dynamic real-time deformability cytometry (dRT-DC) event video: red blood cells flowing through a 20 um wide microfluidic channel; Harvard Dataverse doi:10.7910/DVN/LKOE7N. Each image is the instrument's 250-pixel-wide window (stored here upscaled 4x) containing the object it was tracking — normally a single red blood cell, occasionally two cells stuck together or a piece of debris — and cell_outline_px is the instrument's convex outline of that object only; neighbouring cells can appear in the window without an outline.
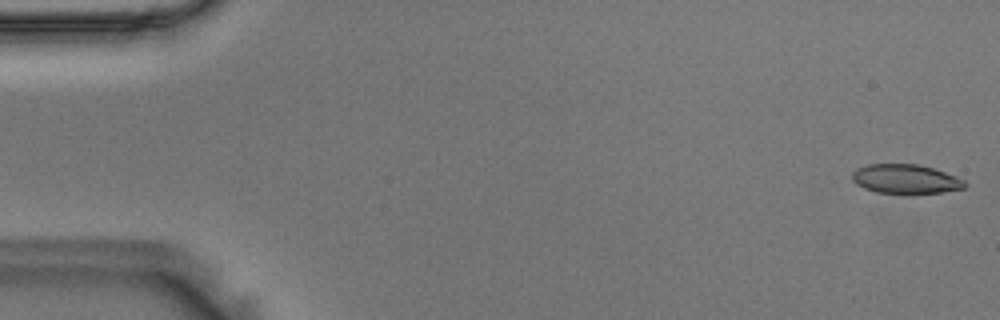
{"species": "Egyptian fruit bat (a non-hibernating species)", "species_latin": "Rousettus aegyptiacus", "temperature_condition": "room temperature", "stored_images_in_passage": 55, "camera_frame_rate_fps": 3000, "um_per_image_px": 0.085, "animal": {"sex": "male"}, "frame": {"image": 1, "passage_image": 1, "time_ms": 0.0, "image_size_px": [1000, 320], "cell_outline_px": [[968, 184], [964, 188], [944, 192], [912, 196], [876, 192], [864, 188], [856, 184], [852, 180], [852, 172], [856, 168], [868, 164], [920, 164], [956, 176], [964, 180]], "centroid_in_image_um": [76.98, 15.25], "position_along_channel_um": 8.0, "area_um2": 19.94}}
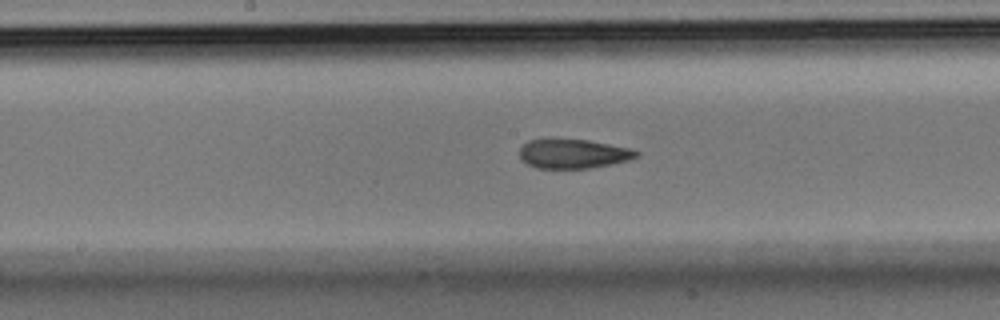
{"frame": {"image": 2, "passage_image": 28, "time_ms": 9.0, "image_size_px": [1000, 320], "cell_outline_px": [[640, 156], [628, 160], [612, 164], [588, 168], [536, 168], [520, 160], [520, 148], [528, 140], [552, 136], [588, 140], [628, 148], [640, 152]], "centroid_in_image_um": [48.66, 13.03], "position_along_channel_um": 199.5, "area_um2": 20.52}}
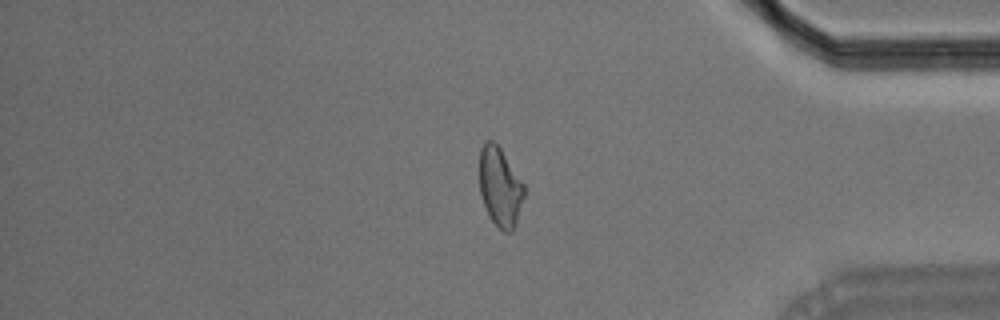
{"frame": {"image": 3, "passage_image": 46, "time_ms": 15.0, "image_size_px": [1000, 320], "cell_outline_px": [[524, 196], [516, 224], [512, 232], [504, 232], [492, 220], [484, 204], [480, 192], [480, 148], [484, 140], [492, 140], [500, 148], [524, 184]], "centroid_in_image_um": [42.5, 15.88], "position_along_channel_um": 392.7, "area_um2": 20.35}, "authors_computed_cell_mechanics": {"area_um2": 20.808, "velocity_mm_per_s": 3.6286, "shape_relaxation_time_tau1_ms": null, "shape_relaxation_time_tau2_ms": 3.1267, "deformation_change_tau1": null, "deformation_change_tau2": 0.0912}}